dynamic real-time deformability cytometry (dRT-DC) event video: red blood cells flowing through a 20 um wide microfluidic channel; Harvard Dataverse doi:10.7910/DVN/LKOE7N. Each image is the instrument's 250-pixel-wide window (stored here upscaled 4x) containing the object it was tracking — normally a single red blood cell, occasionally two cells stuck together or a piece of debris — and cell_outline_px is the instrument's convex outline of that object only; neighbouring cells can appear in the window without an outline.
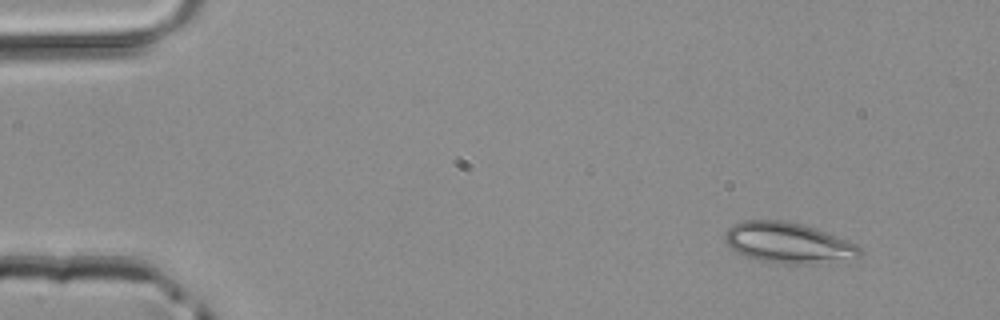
{"species": "common noctule bat (a hibernating species)", "species_latin": "Nyctalus noctula", "temperature_condition": "room temperature", "stored_images_in_passage": 44, "camera_frame_rate_fps": 3000, "um_per_image_px": 0.085, "animal": {"sex": "male", "body_mass_g": 20.4}, "frame": {"image": 1, "passage_image": 1, "time_ms": 0.0, "image_size_px": [1000, 320], "cell_outline_px": [[864, 252], [860, 256], [828, 264], [788, 264], [760, 260], [736, 252], [724, 244], [724, 232], [732, 224], [744, 220], [784, 220], [816, 228], [848, 240], [856, 244]], "centroid_in_image_um": [67.0, 20.65], "position_along_channel_um": 18.0, "area_um2": 32.43}}
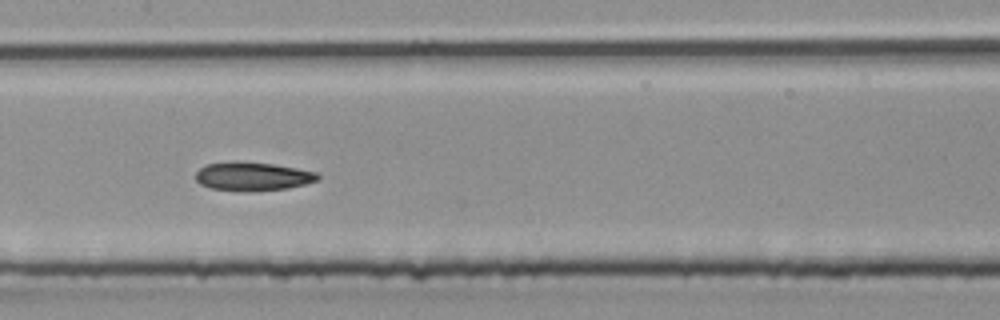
{"frame": {"image": 2, "passage_image": 20, "time_ms": 6.333, "image_size_px": [1000, 320], "cell_outline_px": [[320, 180], [288, 188], [248, 192], [212, 188], [200, 184], [196, 180], [196, 172], [204, 164], [236, 160], [272, 164], [296, 168], [316, 172], [320, 176]], "centroid_in_image_um": [21.46, 14.98], "position_along_channel_um": 185.9, "area_um2": 20.58}}
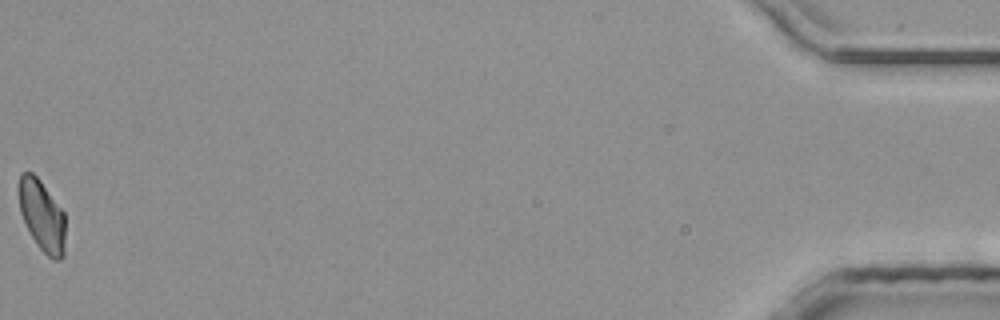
{"frame": {"image": 3, "passage_image": 44, "time_ms": 14.333, "image_size_px": [1000, 320], "cell_outline_px": [[64, 256], [60, 260], [52, 260], [36, 244], [20, 212], [20, 172], [32, 172], [40, 180], [64, 212]], "centroid_in_image_um": [3.59, 18.35], "position_along_channel_um": 431.6, "area_um2": 18.9}}